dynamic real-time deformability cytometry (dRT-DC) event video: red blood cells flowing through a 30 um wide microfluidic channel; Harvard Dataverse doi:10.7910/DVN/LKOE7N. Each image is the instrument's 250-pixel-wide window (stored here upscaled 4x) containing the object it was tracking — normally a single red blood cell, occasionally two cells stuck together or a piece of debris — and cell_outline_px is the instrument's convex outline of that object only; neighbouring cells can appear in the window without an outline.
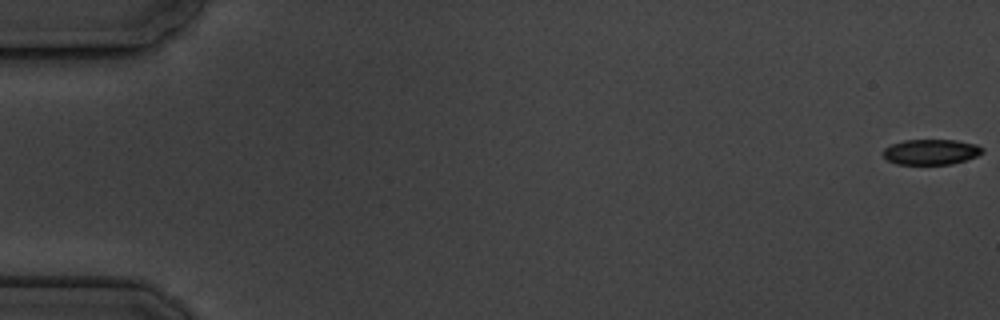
{"species": "common noctule bat (a hibernating species)", "species_latin": "Nyctalus noctula", "temperature_condition": "cold", "stored_images_in_passage": 6, "camera_frame_rate_fps": 3000, "um_per_image_px": 0.085, "animal": {"sex": "male", "body_mass_g": 19.5, "forearm_length_mm": 54.6}, "frame": {"image": 1, "passage_image": 1, "time_ms": 0.0, "image_size_px": [1000, 320], "cell_outline_px": [[984, 152], [976, 156], [952, 164], [896, 164], [888, 160], [880, 152], [884, 148], [892, 144], [904, 140], [956, 140], [976, 144], [984, 148]], "centroid_in_image_um": [79.12, 12.91], "position_along_channel_um": 5.9, "area_um2": 14.74}}
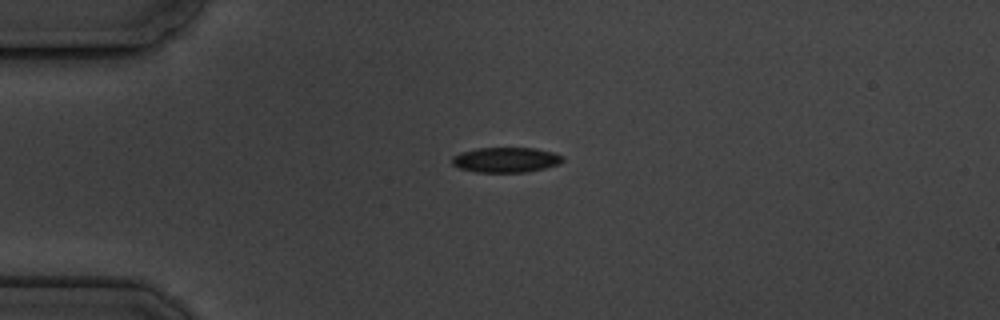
{"frame": {"image": 2, "passage_image": 5, "time_ms": 4.667, "image_size_px": [1000, 320], "cell_outline_px": [[564, 160], [560, 164], [544, 168], [524, 172], [476, 172], [460, 168], [452, 164], [452, 156], [460, 152], [476, 148], [536, 148], [552, 152], [564, 156]], "centroid_in_image_um": [43.0, 13.58], "position_along_channel_um": 42.0, "area_um2": 16.24}}